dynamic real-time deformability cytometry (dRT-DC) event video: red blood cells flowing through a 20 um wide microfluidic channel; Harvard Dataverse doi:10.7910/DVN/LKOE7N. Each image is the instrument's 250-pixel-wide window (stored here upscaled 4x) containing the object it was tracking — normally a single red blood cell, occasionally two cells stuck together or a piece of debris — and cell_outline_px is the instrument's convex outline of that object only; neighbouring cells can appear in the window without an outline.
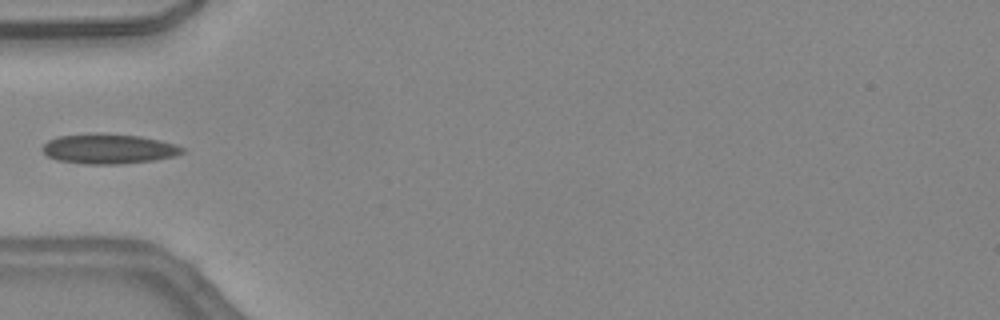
{"species": "common noctule bat (a hibernating species)", "species_latin": "Nyctalus noctula", "temperature_condition": "warm", "stored_images_in_passage": 31, "camera_frame_rate_fps": 3000, "um_per_image_px": 0.085, "animal": {"sex": "female", "body_mass_g": 24.6, "forearm_length_mm": 56.2}, "frame": {"image": 1, "passage_image": 1, "time_ms": 0.0, "image_size_px": [1000, 320], "cell_outline_px": [[184, 152], [176, 156], [156, 160], [124, 164], [84, 164], [56, 160], [48, 156], [40, 148], [48, 140], [56, 136], [96, 132], [100, 132], [140, 136], [160, 140], [176, 144], [184, 148]], "centroid_in_image_um": [9.23, 12.64], "position_along_channel_um": 75.8, "area_um2": 24.91}}
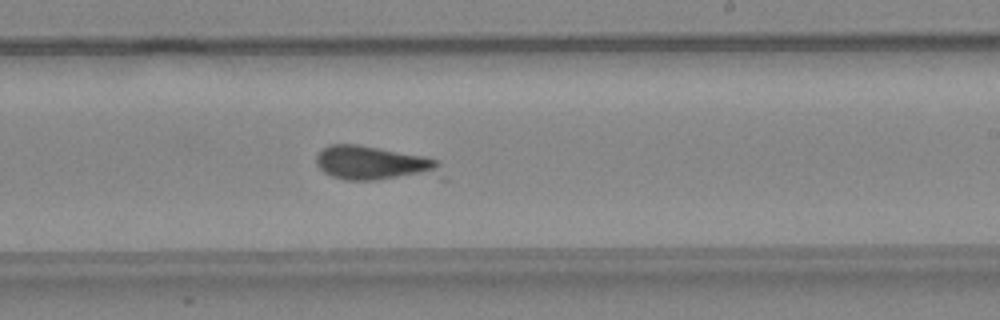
{"frame": {"image": 2, "passage_image": 13, "time_ms": 4.0, "image_size_px": [1000, 320], "cell_outline_px": [[448, 180], [344, 180], [332, 176], [324, 172], [316, 164], [316, 156], [328, 144], [356, 144], [424, 156], [436, 160], [440, 164]], "centroid_in_image_um": [32.01, 13.95], "position_along_channel_um": 257.0, "area_um2": 26.3}}
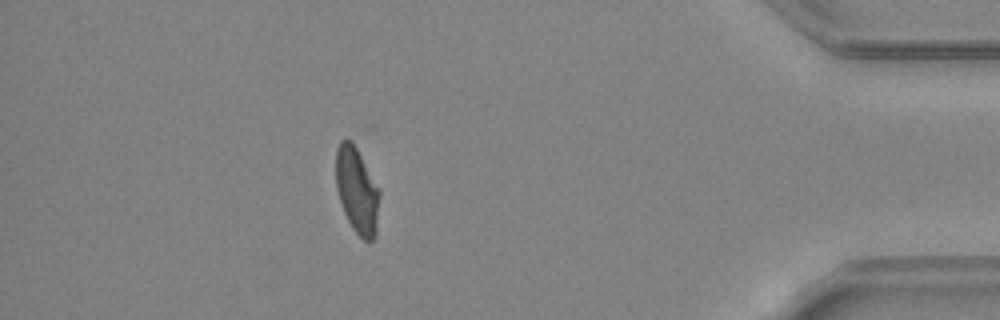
{"frame": {"image": 3, "passage_image": 26, "time_ms": 8.333, "image_size_px": [1000, 320], "cell_outline_px": [[380, 196], [376, 232], [372, 240], [364, 240], [352, 228], [344, 212], [336, 188], [336, 148], [340, 140], [352, 140], [380, 188]], "centroid_in_image_um": [30.35, 16.16], "position_along_channel_um": 404.8, "area_um2": 21.96}}